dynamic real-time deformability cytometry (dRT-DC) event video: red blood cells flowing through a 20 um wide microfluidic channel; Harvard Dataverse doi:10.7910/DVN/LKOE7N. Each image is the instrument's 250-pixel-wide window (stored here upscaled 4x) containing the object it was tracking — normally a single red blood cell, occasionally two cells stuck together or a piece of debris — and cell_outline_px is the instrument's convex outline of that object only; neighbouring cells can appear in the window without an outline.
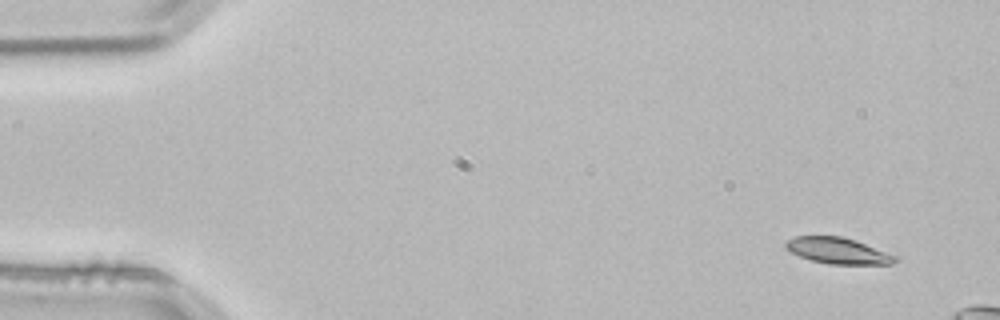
{"species": "common noctule bat (a hibernating species)", "species_latin": "Nyctalus noctula", "temperature_condition": "room temperature", "stored_images_in_passage": 3, "camera_frame_rate_fps": 3000, "um_per_image_px": 0.085, "animal": {"sex": "male", "body_mass_g": 21.5, "forearm_length_mm": 52.0}, "frame": {"image": 1, "passage_image": 1, "time_ms": 0.0, "image_size_px": [1000, 320], "cell_outline_px": [[900, 260], [892, 264], [828, 264], [812, 260], [800, 256], [784, 248], [784, 244], [788, 240], [796, 236], [840, 236], [856, 240], [896, 256]], "centroid_in_image_um": [71.23, 21.31], "position_along_channel_um": 13.8, "area_um2": 16.59}}